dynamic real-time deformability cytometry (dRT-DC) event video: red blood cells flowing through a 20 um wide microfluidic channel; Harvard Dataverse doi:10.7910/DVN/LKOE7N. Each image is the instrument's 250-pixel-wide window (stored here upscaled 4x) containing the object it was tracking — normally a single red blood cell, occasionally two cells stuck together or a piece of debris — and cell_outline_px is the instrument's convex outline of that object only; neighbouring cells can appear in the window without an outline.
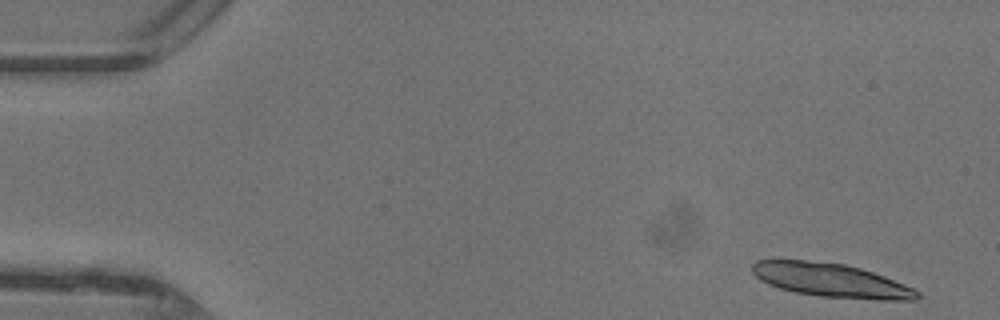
{"species": "common noctule bat (a hibernating species)", "species_latin": "Nyctalus noctula", "temperature_condition": "warm", "stored_images_in_passage": 14, "camera_frame_rate_fps": 3000, "um_per_image_px": 0.085, "animal": {"sex": "female"}, "frame": {"image": 1, "passage_image": 2, "time_ms": 0.333, "image_size_px": [1000, 320], "cell_outline_px": [[920, 296], [916, 300], [872, 300], [820, 296], [796, 292], [780, 288], [768, 284], [760, 280], [752, 272], [752, 264], [756, 260], [804, 260], [844, 264], [860, 268], [884, 276], [904, 284], [920, 292]], "centroid_in_image_um": [70.65, 23.83], "position_along_channel_um": 14.3, "area_um2": 32.37}}